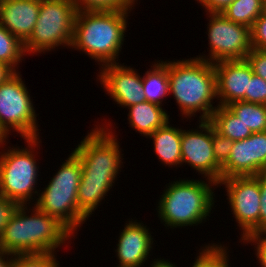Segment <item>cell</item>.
Here are the masks:
<instances>
[{"label":"cell","mask_w":266,"mask_h":267,"mask_svg":"<svg viewBox=\"0 0 266 267\" xmlns=\"http://www.w3.org/2000/svg\"><path fill=\"white\" fill-rule=\"evenodd\" d=\"M39 139H24L25 144L27 143L24 148H6L8 139H0V195L18 205H33L32 202L37 200L39 190L36 185L40 168L36 157H39L37 154L40 152L37 150L40 149V143L42 144V139Z\"/></svg>","instance_id":"6"},{"label":"cell","mask_w":266,"mask_h":267,"mask_svg":"<svg viewBox=\"0 0 266 267\" xmlns=\"http://www.w3.org/2000/svg\"><path fill=\"white\" fill-rule=\"evenodd\" d=\"M216 72L217 103L226 106L237 101L248 102V86L253 75L246 59L213 63Z\"/></svg>","instance_id":"14"},{"label":"cell","mask_w":266,"mask_h":267,"mask_svg":"<svg viewBox=\"0 0 266 267\" xmlns=\"http://www.w3.org/2000/svg\"><path fill=\"white\" fill-rule=\"evenodd\" d=\"M208 55H197L196 58L216 63L224 60H243L252 50L251 28L228 20L221 13H206ZM207 55V56H206Z\"/></svg>","instance_id":"9"},{"label":"cell","mask_w":266,"mask_h":267,"mask_svg":"<svg viewBox=\"0 0 266 267\" xmlns=\"http://www.w3.org/2000/svg\"><path fill=\"white\" fill-rule=\"evenodd\" d=\"M217 185H224L227 192L226 200L241 230L240 242L248 236L259 234L260 175L228 177L221 179Z\"/></svg>","instance_id":"10"},{"label":"cell","mask_w":266,"mask_h":267,"mask_svg":"<svg viewBox=\"0 0 266 267\" xmlns=\"http://www.w3.org/2000/svg\"><path fill=\"white\" fill-rule=\"evenodd\" d=\"M128 220L119 233L115 249L119 264L116 267H143L151 256L155 240L142 221L132 218Z\"/></svg>","instance_id":"15"},{"label":"cell","mask_w":266,"mask_h":267,"mask_svg":"<svg viewBox=\"0 0 266 267\" xmlns=\"http://www.w3.org/2000/svg\"><path fill=\"white\" fill-rule=\"evenodd\" d=\"M31 206L18 205L11 215L0 235V248L5 252L11 255L56 253L76 238L56 218L34 204Z\"/></svg>","instance_id":"1"},{"label":"cell","mask_w":266,"mask_h":267,"mask_svg":"<svg viewBox=\"0 0 266 267\" xmlns=\"http://www.w3.org/2000/svg\"><path fill=\"white\" fill-rule=\"evenodd\" d=\"M50 177L46 187L39 189L35 206L56 218L74 236L78 230L89 219V217L78 207L77 192L81 178V163L78 156L71 151L62 165H60ZM41 192V193H40ZM76 234V235H75Z\"/></svg>","instance_id":"5"},{"label":"cell","mask_w":266,"mask_h":267,"mask_svg":"<svg viewBox=\"0 0 266 267\" xmlns=\"http://www.w3.org/2000/svg\"><path fill=\"white\" fill-rule=\"evenodd\" d=\"M169 96L172 94L183 119L189 120L200 113L198 120H209L218 108L216 72L213 63L190 57L167 60ZM185 117V118H184Z\"/></svg>","instance_id":"2"},{"label":"cell","mask_w":266,"mask_h":267,"mask_svg":"<svg viewBox=\"0 0 266 267\" xmlns=\"http://www.w3.org/2000/svg\"><path fill=\"white\" fill-rule=\"evenodd\" d=\"M97 78L106 95L121 108H127L132 105L146 101L143 86L142 75L137 69L121 63L107 64L99 68Z\"/></svg>","instance_id":"13"},{"label":"cell","mask_w":266,"mask_h":267,"mask_svg":"<svg viewBox=\"0 0 266 267\" xmlns=\"http://www.w3.org/2000/svg\"><path fill=\"white\" fill-rule=\"evenodd\" d=\"M251 45L254 49L266 50V12L260 15L251 28Z\"/></svg>","instance_id":"32"},{"label":"cell","mask_w":266,"mask_h":267,"mask_svg":"<svg viewBox=\"0 0 266 267\" xmlns=\"http://www.w3.org/2000/svg\"><path fill=\"white\" fill-rule=\"evenodd\" d=\"M143 93L146 101L163 106L164 98L169 96V77L167 60H155L142 76Z\"/></svg>","instance_id":"21"},{"label":"cell","mask_w":266,"mask_h":267,"mask_svg":"<svg viewBox=\"0 0 266 267\" xmlns=\"http://www.w3.org/2000/svg\"><path fill=\"white\" fill-rule=\"evenodd\" d=\"M245 59L250 64L253 73L266 81V50L252 48Z\"/></svg>","instance_id":"33"},{"label":"cell","mask_w":266,"mask_h":267,"mask_svg":"<svg viewBox=\"0 0 266 267\" xmlns=\"http://www.w3.org/2000/svg\"><path fill=\"white\" fill-rule=\"evenodd\" d=\"M213 152L216 161L222 166L230 156L234 141L217 133L212 126Z\"/></svg>","instance_id":"30"},{"label":"cell","mask_w":266,"mask_h":267,"mask_svg":"<svg viewBox=\"0 0 266 267\" xmlns=\"http://www.w3.org/2000/svg\"><path fill=\"white\" fill-rule=\"evenodd\" d=\"M14 255L5 252L0 248V267H12Z\"/></svg>","instance_id":"38"},{"label":"cell","mask_w":266,"mask_h":267,"mask_svg":"<svg viewBox=\"0 0 266 267\" xmlns=\"http://www.w3.org/2000/svg\"><path fill=\"white\" fill-rule=\"evenodd\" d=\"M229 247L221 243H208L201 246L191 267H231Z\"/></svg>","instance_id":"26"},{"label":"cell","mask_w":266,"mask_h":267,"mask_svg":"<svg viewBox=\"0 0 266 267\" xmlns=\"http://www.w3.org/2000/svg\"><path fill=\"white\" fill-rule=\"evenodd\" d=\"M260 192L259 234L266 230V173L260 174Z\"/></svg>","instance_id":"36"},{"label":"cell","mask_w":266,"mask_h":267,"mask_svg":"<svg viewBox=\"0 0 266 267\" xmlns=\"http://www.w3.org/2000/svg\"><path fill=\"white\" fill-rule=\"evenodd\" d=\"M250 150L253 162L266 173V131L250 135Z\"/></svg>","instance_id":"29"},{"label":"cell","mask_w":266,"mask_h":267,"mask_svg":"<svg viewBox=\"0 0 266 267\" xmlns=\"http://www.w3.org/2000/svg\"><path fill=\"white\" fill-rule=\"evenodd\" d=\"M25 56L23 43L0 24V62L18 72V65Z\"/></svg>","instance_id":"25"},{"label":"cell","mask_w":266,"mask_h":267,"mask_svg":"<svg viewBox=\"0 0 266 267\" xmlns=\"http://www.w3.org/2000/svg\"><path fill=\"white\" fill-rule=\"evenodd\" d=\"M214 130L232 141H238L248 138L252 131L233 114L226 106H218L208 120Z\"/></svg>","instance_id":"22"},{"label":"cell","mask_w":266,"mask_h":267,"mask_svg":"<svg viewBox=\"0 0 266 267\" xmlns=\"http://www.w3.org/2000/svg\"><path fill=\"white\" fill-rule=\"evenodd\" d=\"M264 12H266V0H264Z\"/></svg>","instance_id":"41"},{"label":"cell","mask_w":266,"mask_h":267,"mask_svg":"<svg viewBox=\"0 0 266 267\" xmlns=\"http://www.w3.org/2000/svg\"><path fill=\"white\" fill-rule=\"evenodd\" d=\"M17 207L16 202L0 195V235Z\"/></svg>","instance_id":"35"},{"label":"cell","mask_w":266,"mask_h":267,"mask_svg":"<svg viewBox=\"0 0 266 267\" xmlns=\"http://www.w3.org/2000/svg\"><path fill=\"white\" fill-rule=\"evenodd\" d=\"M226 107L240 118L252 133L266 131V105L237 101Z\"/></svg>","instance_id":"23"},{"label":"cell","mask_w":266,"mask_h":267,"mask_svg":"<svg viewBox=\"0 0 266 267\" xmlns=\"http://www.w3.org/2000/svg\"><path fill=\"white\" fill-rule=\"evenodd\" d=\"M14 71L6 64L0 62V83L5 81Z\"/></svg>","instance_id":"40"},{"label":"cell","mask_w":266,"mask_h":267,"mask_svg":"<svg viewBox=\"0 0 266 267\" xmlns=\"http://www.w3.org/2000/svg\"><path fill=\"white\" fill-rule=\"evenodd\" d=\"M41 0H0V24L24 43L32 34Z\"/></svg>","instance_id":"17"},{"label":"cell","mask_w":266,"mask_h":267,"mask_svg":"<svg viewBox=\"0 0 266 267\" xmlns=\"http://www.w3.org/2000/svg\"><path fill=\"white\" fill-rule=\"evenodd\" d=\"M202 179L180 178L165 185L156 210L167 229L194 227L209 221L218 185L211 179Z\"/></svg>","instance_id":"4"},{"label":"cell","mask_w":266,"mask_h":267,"mask_svg":"<svg viewBox=\"0 0 266 267\" xmlns=\"http://www.w3.org/2000/svg\"><path fill=\"white\" fill-rule=\"evenodd\" d=\"M127 109L129 126L146 138L170 120L165 108L153 102L144 101Z\"/></svg>","instance_id":"19"},{"label":"cell","mask_w":266,"mask_h":267,"mask_svg":"<svg viewBox=\"0 0 266 267\" xmlns=\"http://www.w3.org/2000/svg\"><path fill=\"white\" fill-rule=\"evenodd\" d=\"M242 242L243 245L251 244L252 246L253 244L258 264H260L261 267H266V236L263 233L255 234L246 237Z\"/></svg>","instance_id":"34"},{"label":"cell","mask_w":266,"mask_h":267,"mask_svg":"<svg viewBox=\"0 0 266 267\" xmlns=\"http://www.w3.org/2000/svg\"><path fill=\"white\" fill-rule=\"evenodd\" d=\"M93 126L96 127L92 128L72 150L78 156L81 168L122 170V165L125 163L122 161L124 154L121 151L118 136L115 134V126L111 121L101 125L98 122Z\"/></svg>","instance_id":"11"},{"label":"cell","mask_w":266,"mask_h":267,"mask_svg":"<svg viewBox=\"0 0 266 267\" xmlns=\"http://www.w3.org/2000/svg\"><path fill=\"white\" fill-rule=\"evenodd\" d=\"M76 14L71 0H41L32 34L23 43L26 56L44 54L61 46L71 49Z\"/></svg>","instance_id":"7"},{"label":"cell","mask_w":266,"mask_h":267,"mask_svg":"<svg viewBox=\"0 0 266 267\" xmlns=\"http://www.w3.org/2000/svg\"><path fill=\"white\" fill-rule=\"evenodd\" d=\"M264 12V0H235L221 13L228 20L252 28Z\"/></svg>","instance_id":"24"},{"label":"cell","mask_w":266,"mask_h":267,"mask_svg":"<svg viewBox=\"0 0 266 267\" xmlns=\"http://www.w3.org/2000/svg\"><path fill=\"white\" fill-rule=\"evenodd\" d=\"M197 129L182 128L181 155L182 165L196 170L201 177L218 183L221 180V165L213 152L212 124L208 120H198ZM185 163V164H184Z\"/></svg>","instance_id":"12"},{"label":"cell","mask_w":266,"mask_h":267,"mask_svg":"<svg viewBox=\"0 0 266 267\" xmlns=\"http://www.w3.org/2000/svg\"><path fill=\"white\" fill-rule=\"evenodd\" d=\"M248 102L266 105V81L254 73L249 81Z\"/></svg>","instance_id":"31"},{"label":"cell","mask_w":266,"mask_h":267,"mask_svg":"<svg viewBox=\"0 0 266 267\" xmlns=\"http://www.w3.org/2000/svg\"><path fill=\"white\" fill-rule=\"evenodd\" d=\"M57 253L14 255L12 267H61Z\"/></svg>","instance_id":"28"},{"label":"cell","mask_w":266,"mask_h":267,"mask_svg":"<svg viewBox=\"0 0 266 267\" xmlns=\"http://www.w3.org/2000/svg\"><path fill=\"white\" fill-rule=\"evenodd\" d=\"M21 72H14L0 83V139H8L12 132L21 138H40L33 99L22 80Z\"/></svg>","instance_id":"8"},{"label":"cell","mask_w":266,"mask_h":267,"mask_svg":"<svg viewBox=\"0 0 266 267\" xmlns=\"http://www.w3.org/2000/svg\"><path fill=\"white\" fill-rule=\"evenodd\" d=\"M199 3L205 13H223V11L235 0H195Z\"/></svg>","instance_id":"37"},{"label":"cell","mask_w":266,"mask_h":267,"mask_svg":"<svg viewBox=\"0 0 266 267\" xmlns=\"http://www.w3.org/2000/svg\"><path fill=\"white\" fill-rule=\"evenodd\" d=\"M130 12H77L71 50L84 52L100 65L120 63Z\"/></svg>","instance_id":"3"},{"label":"cell","mask_w":266,"mask_h":267,"mask_svg":"<svg viewBox=\"0 0 266 267\" xmlns=\"http://www.w3.org/2000/svg\"><path fill=\"white\" fill-rule=\"evenodd\" d=\"M77 12L83 11H125L135 9L138 0H71Z\"/></svg>","instance_id":"27"},{"label":"cell","mask_w":266,"mask_h":267,"mask_svg":"<svg viewBox=\"0 0 266 267\" xmlns=\"http://www.w3.org/2000/svg\"><path fill=\"white\" fill-rule=\"evenodd\" d=\"M182 127H174L167 121L147 138L153 140L154 153L159 162L170 168L180 167L182 162L181 155Z\"/></svg>","instance_id":"18"},{"label":"cell","mask_w":266,"mask_h":267,"mask_svg":"<svg viewBox=\"0 0 266 267\" xmlns=\"http://www.w3.org/2000/svg\"><path fill=\"white\" fill-rule=\"evenodd\" d=\"M151 263L152 264L149 265L150 267H178L176 263H172L164 258H155Z\"/></svg>","instance_id":"39"},{"label":"cell","mask_w":266,"mask_h":267,"mask_svg":"<svg viewBox=\"0 0 266 267\" xmlns=\"http://www.w3.org/2000/svg\"><path fill=\"white\" fill-rule=\"evenodd\" d=\"M263 173L251 158L250 136L234 141L228 160L221 166V179L233 176H257Z\"/></svg>","instance_id":"20"},{"label":"cell","mask_w":266,"mask_h":267,"mask_svg":"<svg viewBox=\"0 0 266 267\" xmlns=\"http://www.w3.org/2000/svg\"><path fill=\"white\" fill-rule=\"evenodd\" d=\"M121 170L82 169L77 192L78 207L91 217L117 181Z\"/></svg>","instance_id":"16"}]
</instances>
